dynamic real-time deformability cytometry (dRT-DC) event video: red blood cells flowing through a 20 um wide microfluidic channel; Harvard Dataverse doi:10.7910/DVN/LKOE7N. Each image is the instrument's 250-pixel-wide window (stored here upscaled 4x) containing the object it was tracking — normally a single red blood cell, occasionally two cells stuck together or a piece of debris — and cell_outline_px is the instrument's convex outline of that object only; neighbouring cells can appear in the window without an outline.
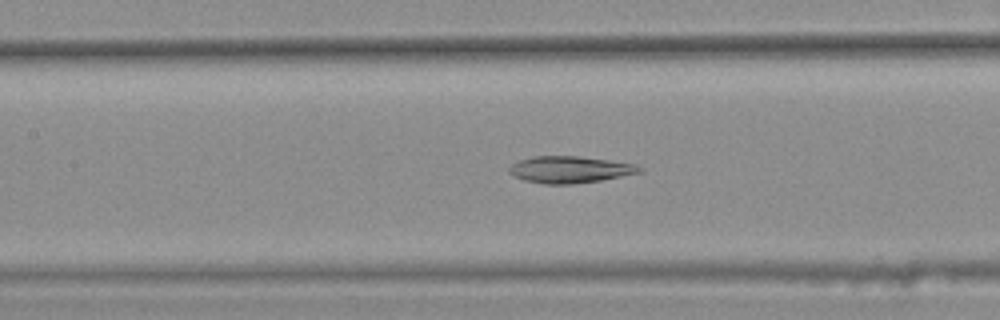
{"species": "common noctule bat (a hibernating species)", "species_latin": "Nyctalus noctula", "temperature_condition": "warm", "stored_images_in_passage": 46, "camera_frame_rate_fps": 3000, "um_per_image_px": 0.085, "animal": {"sex": "female", "body_mass_g": 25.1}, "frame": {"image": 1, "passage_image": 24, "time_ms": 7.667, "image_size_px": [1000, 320], "cell_outline_px": [[644, 168], [640, 172], [600, 180], [572, 184], [544, 184], [524, 180], [508, 172], [508, 168], [512, 164], [520, 160], [532, 156], [576, 156], [608, 160], [636, 164]], "centroid_in_image_um": [48.42, 14.41], "position_along_channel_um": 159.0, "area_um2": 20.11}}
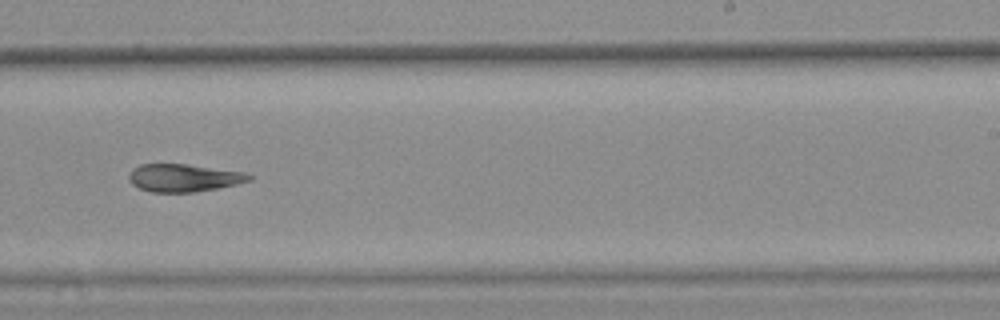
{"frame": {"image": 2, "passage_image": 33, "time_ms": 10.667, "image_size_px": [1000, 320], "cell_outline_px": [[252, 180], [236, 184], [196, 192], [152, 192], [140, 188], [132, 184], [128, 180], [128, 176], [132, 168], [140, 164], [184, 164], [244, 172], [252, 176]], "centroid_in_image_um": [15.58, 15.11], "position_along_channel_um": 273.4, "area_um2": 19.31}}
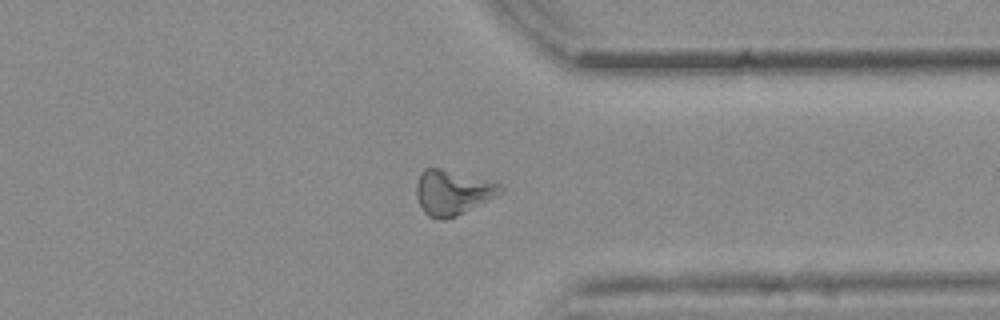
{"frame": {"image": 3, "passage_image": 41, "time_ms": 13.333, "image_size_px": [1000, 320], "cell_outline_px": [[504, 188], [500, 192], [456, 216], [428, 216], [424, 212], [416, 196], [416, 184], [424, 168], [440, 168], [500, 184]], "centroid_in_image_um": [38.4, 16.31], "position_along_channel_um": 373.0, "area_um2": 20.75}, "authors_computed_cell_mechanics": {"area_um2": 21.2993, "velocity_mm_per_s": 3.826, "shape_relaxation_time_tau1_ms": null, "shape_relaxation_time_tau2_ms": 9.6332, "deformation_change_tau1": null, "deformation_change_tau2": 0.1886}}